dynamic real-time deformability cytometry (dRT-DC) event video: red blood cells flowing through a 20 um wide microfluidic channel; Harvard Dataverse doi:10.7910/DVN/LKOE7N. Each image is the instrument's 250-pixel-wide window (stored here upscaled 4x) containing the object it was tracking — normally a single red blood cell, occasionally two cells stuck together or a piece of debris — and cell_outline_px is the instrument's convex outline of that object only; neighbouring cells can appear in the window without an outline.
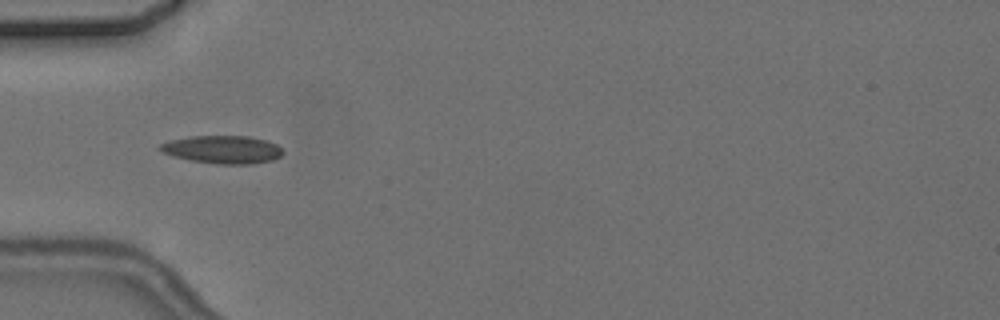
{"species": "common noctule bat (a hibernating species)", "species_latin": "Nyctalus noctula", "temperature_condition": "cold", "stored_images_in_passage": 6, "camera_frame_rate_fps": 3000, "um_per_image_px": 0.085, "animal": {"sex": "female", "body_mass_g": 24.6, "forearm_length_mm": 56.2}, "frame": {"image": 1, "passage_image": 5, "time_ms": 4.667, "image_size_px": [1000, 320], "cell_outline_px": [[284, 152], [280, 156], [272, 160], [252, 164], [216, 164], [192, 160], [172, 156], [156, 148], [160, 144], [172, 140], [192, 136], [248, 136], [268, 140], [276, 144]], "centroid_in_image_um": [18.94, 12.71], "position_along_channel_um": 66.1, "area_um2": 19.94}}
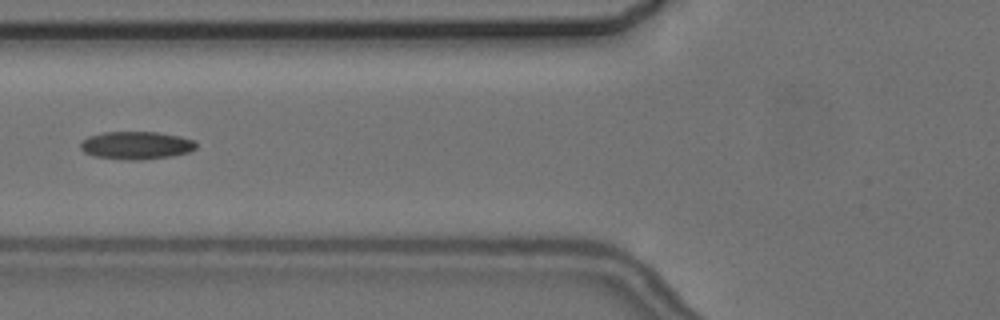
{"frame": {"image": 2, "passage_image": 6, "time_ms": 6.0, "image_size_px": [1000, 320], "cell_outline_px": [[196, 148], [188, 152], [172, 156], [140, 160], [128, 160], [96, 156], [84, 152], [80, 148], [80, 144], [88, 136], [104, 132], [156, 132], [180, 136], [192, 140], [196, 144]], "centroid_in_image_um": [11.58, 12.35], "position_along_channel_um": 114.2, "area_um2": 18.61}}